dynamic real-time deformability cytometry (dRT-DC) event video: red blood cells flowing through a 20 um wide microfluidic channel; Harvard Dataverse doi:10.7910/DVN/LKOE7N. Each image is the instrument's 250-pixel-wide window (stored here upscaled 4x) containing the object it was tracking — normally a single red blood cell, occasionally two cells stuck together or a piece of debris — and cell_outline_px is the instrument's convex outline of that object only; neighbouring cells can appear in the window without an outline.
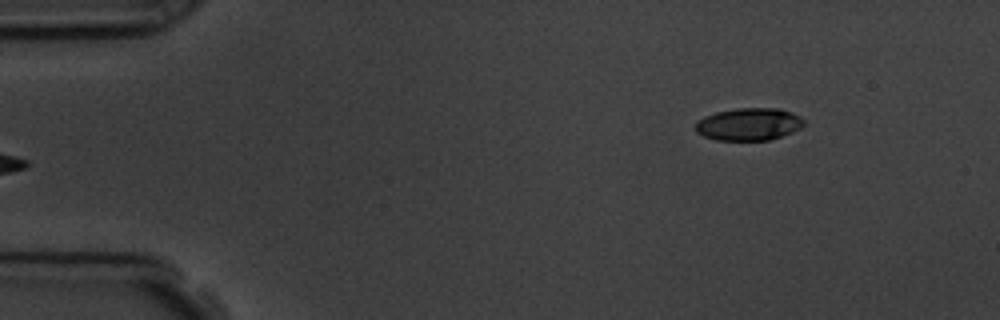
{"species": "common noctule bat (a hibernating species)", "species_latin": "Nyctalus noctula", "temperature_condition": "room temperature", "stored_images_in_passage": 5, "segment_of_instrument_passage": [2, 2], "camera_frame_rate_fps": 3000, "um_per_image_px": 0.085, "animal": {"sex": "male", "body_mass_g": 19.5, "forearm_length_mm": 54.6}, "frame": {"image": 1, "passage_image": 5, "time_ms": 5.333, "image_size_px": [1000, 320], "cell_outline_px": [[804, 124], [800, 128], [792, 132], [768, 140], [716, 140], [704, 136], [696, 132], [692, 128], [696, 120], [704, 116], [716, 112], [740, 108], [780, 108], [792, 112], [804, 120]], "centroid_in_image_um": [63.6, 10.55], "position_along_channel_um": 21.4, "area_um2": 20.63}}